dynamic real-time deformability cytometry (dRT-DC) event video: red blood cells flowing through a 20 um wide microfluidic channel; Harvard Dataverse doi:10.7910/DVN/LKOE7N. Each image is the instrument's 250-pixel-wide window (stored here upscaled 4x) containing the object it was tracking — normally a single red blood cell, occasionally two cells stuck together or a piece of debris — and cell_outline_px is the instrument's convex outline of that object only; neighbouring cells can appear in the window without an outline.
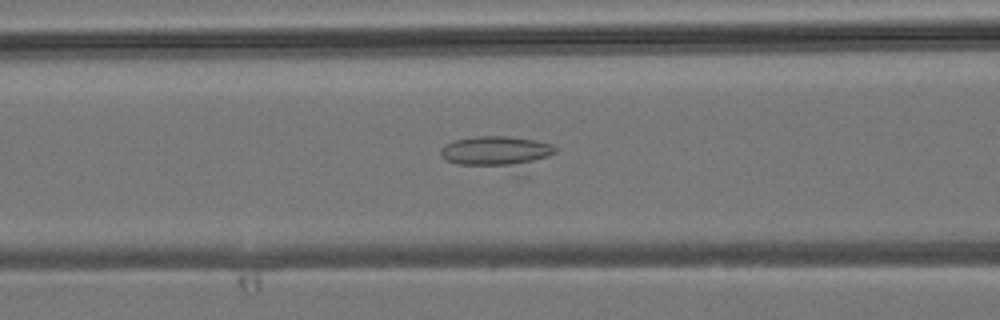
{"species": "common noctule bat (a hibernating species)", "species_latin": "Nyctalus noctula", "temperature_condition": "room temperature", "stored_images_in_passage": 38, "camera_frame_rate_fps": 3000, "um_per_image_px": 0.085, "animal": {"sex": "male", "body_mass_g": 19.2, "forearm_length_mm": 51.8}, "frame": {"image": 1, "passage_image": 19, "time_ms": 6.0, "image_size_px": [1000, 320], "cell_outline_px": [[560, 148], [556, 152], [520, 176], [460, 164], [448, 160], [440, 156], [440, 148], [444, 144], [456, 140], [476, 136], [508, 136], [536, 140], [552, 144]], "centroid_in_image_um": [42.37, 13.02], "position_along_channel_um": 124.2, "area_um2": 23.18}}
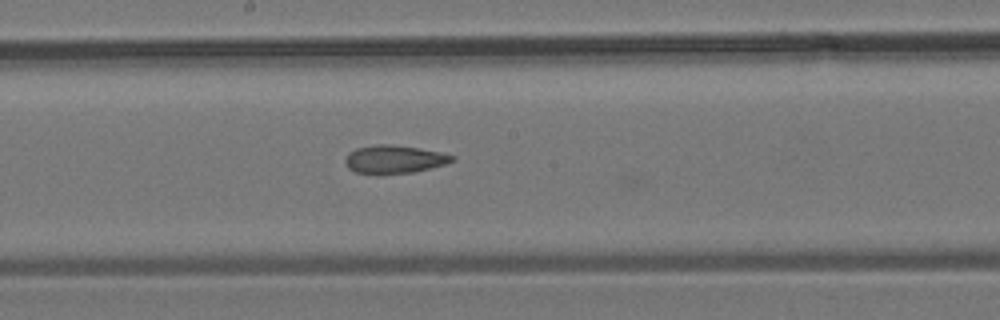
{"frame": {"image": 2, "passage_image": 25, "time_ms": 8.0, "image_size_px": [1000, 320], "cell_outline_px": [[456, 160], [432, 168], [412, 172], [380, 176], [376, 176], [356, 172], [348, 168], [344, 160], [348, 152], [356, 148], [376, 144], [392, 144], [420, 148], [440, 152], [456, 156]], "centroid_in_image_um": [33.49, 13.56], "position_along_channel_um": 214.7, "area_um2": 18.09}}
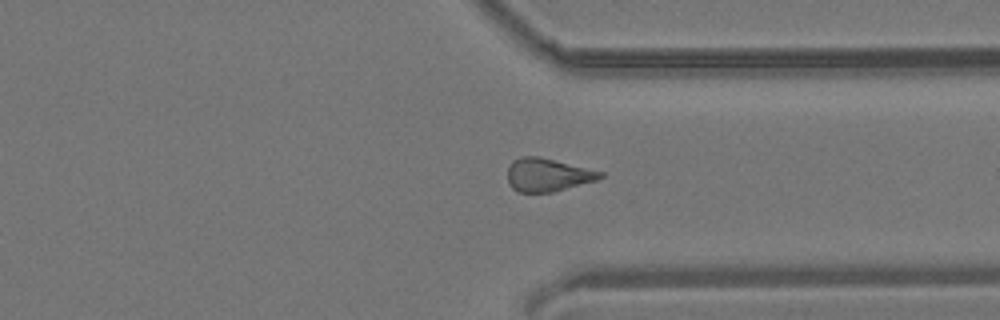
{"frame": {"image": 3, "passage_image": 35, "time_ms": 11.333, "image_size_px": [1000, 320], "cell_outline_px": [[604, 176], [596, 180], [552, 192], [516, 192], [508, 184], [508, 168], [512, 160], [520, 156], [540, 156], [604, 172]], "centroid_in_image_um": [46.52, 14.85], "position_along_channel_um": 364.9, "area_um2": 17.98}}